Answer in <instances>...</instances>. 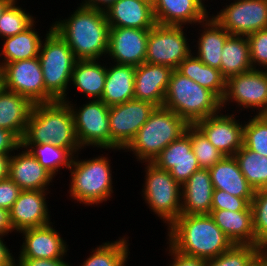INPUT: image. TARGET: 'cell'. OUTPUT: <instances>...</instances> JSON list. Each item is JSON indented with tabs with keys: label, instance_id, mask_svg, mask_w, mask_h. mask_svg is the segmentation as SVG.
Instances as JSON below:
<instances>
[{
	"label": "cell",
	"instance_id": "cell-1",
	"mask_svg": "<svg viewBox=\"0 0 267 266\" xmlns=\"http://www.w3.org/2000/svg\"><path fill=\"white\" fill-rule=\"evenodd\" d=\"M77 5L67 17L54 18L52 29L66 41L77 60L106 59L110 26L105 11Z\"/></svg>",
	"mask_w": 267,
	"mask_h": 266
},
{
	"label": "cell",
	"instance_id": "cell-2",
	"mask_svg": "<svg viewBox=\"0 0 267 266\" xmlns=\"http://www.w3.org/2000/svg\"><path fill=\"white\" fill-rule=\"evenodd\" d=\"M166 232L165 241L174 250L205 260L217 257L233 245L209 214L180 215Z\"/></svg>",
	"mask_w": 267,
	"mask_h": 266
},
{
	"label": "cell",
	"instance_id": "cell-3",
	"mask_svg": "<svg viewBox=\"0 0 267 266\" xmlns=\"http://www.w3.org/2000/svg\"><path fill=\"white\" fill-rule=\"evenodd\" d=\"M100 155H95L90 158L81 159L82 152L79 151L74 155L72 164L69 168V189L67 190L69 200L73 203H78L84 206L100 207L104 205L108 200L112 201L114 197L113 193L116 188L113 186L115 183L113 180L111 166V157L108 156V152L105 153L101 149ZM106 154V155H105ZM112 167V168H111ZM115 189V190H113ZM111 198V199H110Z\"/></svg>",
	"mask_w": 267,
	"mask_h": 266
},
{
	"label": "cell",
	"instance_id": "cell-4",
	"mask_svg": "<svg viewBox=\"0 0 267 266\" xmlns=\"http://www.w3.org/2000/svg\"><path fill=\"white\" fill-rule=\"evenodd\" d=\"M51 143L73 155L82 150L69 105L62 100L34 104L21 144Z\"/></svg>",
	"mask_w": 267,
	"mask_h": 266
},
{
	"label": "cell",
	"instance_id": "cell-5",
	"mask_svg": "<svg viewBox=\"0 0 267 266\" xmlns=\"http://www.w3.org/2000/svg\"><path fill=\"white\" fill-rule=\"evenodd\" d=\"M189 124L172 110L160 106L149 115L148 121L123 150L134 156L135 162H153L158 154L186 131Z\"/></svg>",
	"mask_w": 267,
	"mask_h": 266
},
{
	"label": "cell",
	"instance_id": "cell-6",
	"mask_svg": "<svg viewBox=\"0 0 267 266\" xmlns=\"http://www.w3.org/2000/svg\"><path fill=\"white\" fill-rule=\"evenodd\" d=\"M164 107L175 112L189 125L217 114L222 100L209 89L173 70L164 97Z\"/></svg>",
	"mask_w": 267,
	"mask_h": 266
},
{
	"label": "cell",
	"instance_id": "cell-7",
	"mask_svg": "<svg viewBox=\"0 0 267 266\" xmlns=\"http://www.w3.org/2000/svg\"><path fill=\"white\" fill-rule=\"evenodd\" d=\"M140 164L145 166L142 191L139 192L143 203H146L156 218L159 217L158 219L168 228L181 215L182 186L169 171L160 169L154 163Z\"/></svg>",
	"mask_w": 267,
	"mask_h": 266
},
{
	"label": "cell",
	"instance_id": "cell-8",
	"mask_svg": "<svg viewBox=\"0 0 267 266\" xmlns=\"http://www.w3.org/2000/svg\"><path fill=\"white\" fill-rule=\"evenodd\" d=\"M45 89L56 99L69 95L72 71L77 61L66 41L51 29L41 43L38 55Z\"/></svg>",
	"mask_w": 267,
	"mask_h": 266
},
{
	"label": "cell",
	"instance_id": "cell-9",
	"mask_svg": "<svg viewBox=\"0 0 267 266\" xmlns=\"http://www.w3.org/2000/svg\"><path fill=\"white\" fill-rule=\"evenodd\" d=\"M73 100L71 96H66L62 101L67 103L72 111L76 138L82 150L92 147V149H105L104 151L109 152L111 150L110 107L97 99H87L83 104L78 103V105L77 100Z\"/></svg>",
	"mask_w": 267,
	"mask_h": 266
},
{
	"label": "cell",
	"instance_id": "cell-10",
	"mask_svg": "<svg viewBox=\"0 0 267 266\" xmlns=\"http://www.w3.org/2000/svg\"><path fill=\"white\" fill-rule=\"evenodd\" d=\"M222 110L237 114L246 111L250 112L247 115H267V70L252 69L229 77L226 80Z\"/></svg>",
	"mask_w": 267,
	"mask_h": 266
},
{
	"label": "cell",
	"instance_id": "cell-11",
	"mask_svg": "<svg viewBox=\"0 0 267 266\" xmlns=\"http://www.w3.org/2000/svg\"><path fill=\"white\" fill-rule=\"evenodd\" d=\"M188 28L156 24L149 30L145 62L177 69L179 64L192 54L193 42L190 41L191 29Z\"/></svg>",
	"mask_w": 267,
	"mask_h": 266
},
{
	"label": "cell",
	"instance_id": "cell-12",
	"mask_svg": "<svg viewBox=\"0 0 267 266\" xmlns=\"http://www.w3.org/2000/svg\"><path fill=\"white\" fill-rule=\"evenodd\" d=\"M226 1L220 2V11L210 15L231 35L248 36L267 29V0Z\"/></svg>",
	"mask_w": 267,
	"mask_h": 266
},
{
	"label": "cell",
	"instance_id": "cell-13",
	"mask_svg": "<svg viewBox=\"0 0 267 266\" xmlns=\"http://www.w3.org/2000/svg\"><path fill=\"white\" fill-rule=\"evenodd\" d=\"M1 72L5 89L29 98L34 104L57 101L45 89L38 57L7 63Z\"/></svg>",
	"mask_w": 267,
	"mask_h": 266
},
{
	"label": "cell",
	"instance_id": "cell-14",
	"mask_svg": "<svg viewBox=\"0 0 267 266\" xmlns=\"http://www.w3.org/2000/svg\"><path fill=\"white\" fill-rule=\"evenodd\" d=\"M155 107L150 102L137 99L110 107L111 151L123 153L139 129L148 121Z\"/></svg>",
	"mask_w": 267,
	"mask_h": 266
},
{
	"label": "cell",
	"instance_id": "cell-15",
	"mask_svg": "<svg viewBox=\"0 0 267 266\" xmlns=\"http://www.w3.org/2000/svg\"><path fill=\"white\" fill-rule=\"evenodd\" d=\"M246 114L237 115V113L221 110L217 114L197 121L194 125L224 156H234L243 146L244 116ZM239 116L241 119L243 116V119H239Z\"/></svg>",
	"mask_w": 267,
	"mask_h": 266
},
{
	"label": "cell",
	"instance_id": "cell-16",
	"mask_svg": "<svg viewBox=\"0 0 267 266\" xmlns=\"http://www.w3.org/2000/svg\"><path fill=\"white\" fill-rule=\"evenodd\" d=\"M54 224L55 221L41 227L20 231L18 235L21 234L22 243L17 253L18 256L16 254L15 258L67 259L70 257L67 239L62 237L63 234L59 233L60 231Z\"/></svg>",
	"mask_w": 267,
	"mask_h": 266
},
{
	"label": "cell",
	"instance_id": "cell-17",
	"mask_svg": "<svg viewBox=\"0 0 267 266\" xmlns=\"http://www.w3.org/2000/svg\"><path fill=\"white\" fill-rule=\"evenodd\" d=\"M149 30L110 27L106 61L132 66L144 63Z\"/></svg>",
	"mask_w": 267,
	"mask_h": 266
},
{
	"label": "cell",
	"instance_id": "cell-18",
	"mask_svg": "<svg viewBox=\"0 0 267 266\" xmlns=\"http://www.w3.org/2000/svg\"><path fill=\"white\" fill-rule=\"evenodd\" d=\"M51 191L22 190L19 197L9 210V218L14 232L19 233L28 228L50 224L51 211L48 207ZM52 220V221H51Z\"/></svg>",
	"mask_w": 267,
	"mask_h": 266
},
{
	"label": "cell",
	"instance_id": "cell-19",
	"mask_svg": "<svg viewBox=\"0 0 267 266\" xmlns=\"http://www.w3.org/2000/svg\"><path fill=\"white\" fill-rule=\"evenodd\" d=\"M208 3L207 0H154L152 6L156 24L194 27L210 16L213 4Z\"/></svg>",
	"mask_w": 267,
	"mask_h": 266
},
{
	"label": "cell",
	"instance_id": "cell-20",
	"mask_svg": "<svg viewBox=\"0 0 267 266\" xmlns=\"http://www.w3.org/2000/svg\"><path fill=\"white\" fill-rule=\"evenodd\" d=\"M8 177L22 190L50 191L57 180L22 145L11 154Z\"/></svg>",
	"mask_w": 267,
	"mask_h": 266
},
{
	"label": "cell",
	"instance_id": "cell-21",
	"mask_svg": "<svg viewBox=\"0 0 267 266\" xmlns=\"http://www.w3.org/2000/svg\"><path fill=\"white\" fill-rule=\"evenodd\" d=\"M152 163L169 171L181 186L195 171L201 169L192 149L191 138L186 132L164 148Z\"/></svg>",
	"mask_w": 267,
	"mask_h": 266
},
{
	"label": "cell",
	"instance_id": "cell-22",
	"mask_svg": "<svg viewBox=\"0 0 267 266\" xmlns=\"http://www.w3.org/2000/svg\"><path fill=\"white\" fill-rule=\"evenodd\" d=\"M192 28L195 30V33H197L192 36H195L197 40L196 38L191 39L193 40V44L195 42L192 46L195 50L193 49L192 53L204 64L220 70L222 49L224 43L231 34L211 15L205 21L197 24L195 27H191V29Z\"/></svg>",
	"mask_w": 267,
	"mask_h": 266
},
{
	"label": "cell",
	"instance_id": "cell-23",
	"mask_svg": "<svg viewBox=\"0 0 267 266\" xmlns=\"http://www.w3.org/2000/svg\"><path fill=\"white\" fill-rule=\"evenodd\" d=\"M173 69L158 64L142 63L136 66L134 97L160 107L164 105V97Z\"/></svg>",
	"mask_w": 267,
	"mask_h": 266
},
{
	"label": "cell",
	"instance_id": "cell-24",
	"mask_svg": "<svg viewBox=\"0 0 267 266\" xmlns=\"http://www.w3.org/2000/svg\"><path fill=\"white\" fill-rule=\"evenodd\" d=\"M105 14L110 27L151 29L156 25L152 3L146 0H117Z\"/></svg>",
	"mask_w": 267,
	"mask_h": 266
},
{
	"label": "cell",
	"instance_id": "cell-25",
	"mask_svg": "<svg viewBox=\"0 0 267 266\" xmlns=\"http://www.w3.org/2000/svg\"><path fill=\"white\" fill-rule=\"evenodd\" d=\"M214 187L209 169H199L182 185L181 215L211 213Z\"/></svg>",
	"mask_w": 267,
	"mask_h": 266
},
{
	"label": "cell",
	"instance_id": "cell-26",
	"mask_svg": "<svg viewBox=\"0 0 267 266\" xmlns=\"http://www.w3.org/2000/svg\"><path fill=\"white\" fill-rule=\"evenodd\" d=\"M135 72L136 66L106 61V80L100 100L112 107L135 99Z\"/></svg>",
	"mask_w": 267,
	"mask_h": 266
},
{
	"label": "cell",
	"instance_id": "cell-27",
	"mask_svg": "<svg viewBox=\"0 0 267 266\" xmlns=\"http://www.w3.org/2000/svg\"><path fill=\"white\" fill-rule=\"evenodd\" d=\"M34 103L23 95L0 89V128L9 130L22 140Z\"/></svg>",
	"mask_w": 267,
	"mask_h": 266
},
{
	"label": "cell",
	"instance_id": "cell-28",
	"mask_svg": "<svg viewBox=\"0 0 267 266\" xmlns=\"http://www.w3.org/2000/svg\"><path fill=\"white\" fill-rule=\"evenodd\" d=\"M38 22L39 20L35 21L29 28L19 34L2 39L0 68L7 63L38 57L43 36L52 29V23H50L46 33L41 35L36 28L39 26L36 24Z\"/></svg>",
	"mask_w": 267,
	"mask_h": 266
},
{
	"label": "cell",
	"instance_id": "cell-29",
	"mask_svg": "<svg viewBox=\"0 0 267 266\" xmlns=\"http://www.w3.org/2000/svg\"><path fill=\"white\" fill-rule=\"evenodd\" d=\"M215 224L234 245H256L251 205L244 211L211 210Z\"/></svg>",
	"mask_w": 267,
	"mask_h": 266
},
{
	"label": "cell",
	"instance_id": "cell-30",
	"mask_svg": "<svg viewBox=\"0 0 267 266\" xmlns=\"http://www.w3.org/2000/svg\"><path fill=\"white\" fill-rule=\"evenodd\" d=\"M209 172L214 190H224L240 198H254L255 190L240 171L234 156H224Z\"/></svg>",
	"mask_w": 267,
	"mask_h": 266
},
{
	"label": "cell",
	"instance_id": "cell-31",
	"mask_svg": "<svg viewBox=\"0 0 267 266\" xmlns=\"http://www.w3.org/2000/svg\"><path fill=\"white\" fill-rule=\"evenodd\" d=\"M105 80L106 59L77 60L72 71L69 90L75 88L80 95L86 97L85 99L100 100L103 95Z\"/></svg>",
	"mask_w": 267,
	"mask_h": 266
},
{
	"label": "cell",
	"instance_id": "cell-32",
	"mask_svg": "<svg viewBox=\"0 0 267 266\" xmlns=\"http://www.w3.org/2000/svg\"><path fill=\"white\" fill-rule=\"evenodd\" d=\"M252 69L248 37L230 35L222 49L220 68L222 76L227 80L233 75L248 72Z\"/></svg>",
	"mask_w": 267,
	"mask_h": 266
},
{
	"label": "cell",
	"instance_id": "cell-33",
	"mask_svg": "<svg viewBox=\"0 0 267 266\" xmlns=\"http://www.w3.org/2000/svg\"><path fill=\"white\" fill-rule=\"evenodd\" d=\"M123 233L116 240H106L92 248L79 266H126L130 257L129 236ZM129 256V257H128ZM71 266H74L71 263ZM78 266V265H75Z\"/></svg>",
	"mask_w": 267,
	"mask_h": 266
},
{
	"label": "cell",
	"instance_id": "cell-34",
	"mask_svg": "<svg viewBox=\"0 0 267 266\" xmlns=\"http://www.w3.org/2000/svg\"><path fill=\"white\" fill-rule=\"evenodd\" d=\"M186 76L215 93L221 100L226 91V79L219 69L204 64L193 53L185 58L176 69Z\"/></svg>",
	"mask_w": 267,
	"mask_h": 266
},
{
	"label": "cell",
	"instance_id": "cell-35",
	"mask_svg": "<svg viewBox=\"0 0 267 266\" xmlns=\"http://www.w3.org/2000/svg\"><path fill=\"white\" fill-rule=\"evenodd\" d=\"M21 145L55 178L58 174L62 175L61 170H69L74 158L68 149L57 147L51 143Z\"/></svg>",
	"mask_w": 267,
	"mask_h": 266
},
{
	"label": "cell",
	"instance_id": "cell-36",
	"mask_svg": "<svg viewBox=\"0 0 267 266\" xmlns=\"http://www.w3.org/2000/svg\"><path fill=\"white\" fill-rule=\"evenodd\" d=\"M240 171L255 190L267 188V157L244 145L234 154Z\"/></svg>",
	"mask_w": 267,
	"mask_h": 266
},
{
	"label": "cell",
	"instance_id": "cell-37",
	"mask_svg": "<svg viewBox=\"0 0 267 266\" xmlns=\"http://www.w3.org/2000/svg\"><path fill=\"white\" fill-rule=\"evenodd\" d=\"M19 1L14 0L0 17V39L19 34L36 21L37 17L26 10V6L23 8Z\"/></svg>",
	"mask_w": 267,
	"mask_h": 266
},
{
	"label": "cell",
	"instance_id": "cell-38",
	"mask_svg": "<svg viewBox=\"0 0 267 266\" xmlns=\"http://www.w3.org/2000/svg\"><path fill=\"white\" fill-rule=\"evenodd\" d=\"M244 120L243 145L267 157V115H248ZM247 120V121H246Z\"/></svg>",
	"mask_w": 267,
	"mask_h": 266
},
{
	"label": "cell",
	"instance_id": "cell-39",
	"mask_svg": "<svg viewBox=\"0 0 267 266\" xmlns=\"http://www.w3.org/2000/svg\"><path fill=\"white\" fill-rule=\"evenodd\" d=\"M185 132L191 138L192 149L200 168L209 169L224 157L195 125H189Z\"/></svg>",
	"mask_w": 267,
	"mask_h": 266
},
{
	"label": "cell",
	"instance_id": "cell-40",
	"mask_svg": "<svg viewBox=\"0 0 267 266\" xmlns=\"http://www.w3.org/2000/svg\"><path fill=\"white\" fill-rule=\"evenodd\" d=\"M261 251L257 245H232L217 257L207 259L206 266H248Z\"/></svg>",
	"mask_w": 267,
	"mask_h": 266
},
{
	"label": "cell",
	"instance_id": "cell-41",
	"mask_svg": "<svg viewBox=\"0 0 267 266\" xmlns=\"http://www.w3.org/2000/svg\"><path fill=\"white\" fill-rule=\"evenodd\" d=\"M251 207L256 245L261 247L267 242V188L255 191Z\"/></svg>",
	"mask_w": 267,
	"mask_h": 266
},
{
	"label": "cell",
	"instance_id": "cell-42",
	"mask_svg": "<svg viewBox=\"0 0 267 266\" xmlns=\"http://www.w3.org/2000/svg\"><path fill=\"white\" fill-rule=\"evenodd\" d=\"M247 37L253 69L267 70V29L255 31Z\"/></svg>",
	"mask_w": 267,
	"mask_h": 266
},
{
	"label": "cell",
	"instance_id": "cell-43",
	"mask_svg": "<svg viewBox=\"0 0 267 266\" xmlns=\"http://www.w3.org/2000/svg\"><path fill=\"white\" fill-rule=\"evenodd\" d=\"M252 200L253 198L233 196L224 190H214L211 210L244 211L251 205Z\"/></svg>",
	"mask_w": 267,
	"mask_h": 266
},
{
	"label": "cell",
	"instance_id": "cell-44",
	"mask_svg": "<svg viewBox=\"0 0 267 266\" xmlns=\"http://www.w3.org/2000/svg\"><path fill=\"white\" fill-rule=\"evenodd\" d=\"M22 189L9 177L0 181V208L10 210Z\"/></svg>",
	"mask_w": 267,
	"mask_h": 266
},
{
	"label": "cell",
	"instance_id": "cell-45",
	"mask_svg": "<svg viewBox=\"0 0 267 266\" xmlns=\"http://www.w3.org/2000/svg\"><path fill=\"white\" fill-rule=\"evenodd\" d=\"M166 246L165 253L167 252V256L171 259L166 266H206L205 259L183 255L174 250L167 242Z\"/></svg>",
	"mask_w": 267,
	"mask_h": 266
},
{
	"label": "cell",
	"instance_id": "cell-46",
	"mask_svg": "<svg viewBox=\"0 0 267 266\" xmlns=\"http://www.w3.org/2000/svg\"><path fill=\"white\" fill-rule=\"evenodd\" d=\"M21 145V140L9 130L0 128V155L12 154Z\"/></svg>",
	"mask_w": 267,
	"mask_h": 266
},
{
	"label": "cell",
	"instance_id": "cell-47",
	"mask_svg": "<svg viewBox=\"0 0 267 266\" xmlns=\"http://www.w3.org/2000/svg\"><path fill=\"white\" fill-rule=\"evenodd\" d=\"M15 266H71L69 259L15 258Z\"/></svg>",
	"mask_w": 267,
	"mask_h": 266
},
{
	"label": "cell",
	"instance_id": "cell-48",
	"mask_svg": "<svg viewBox=\"0 0 267 266\" xmlns=\"http://www.w3.org/2000/svg\"><path fill=\"white\" fill-rule=\"evenodd\" d=\"M5 237L0 235V266H15L16 253L7 246Z\"/></svg>",
	"mask_w": 267,
	"mask_h": 266
},
{
	"label": "cell",
	"instance_id": "cell-49",
	"mask_svg": "<svg viewBox=\"0 0 267 266\" xmlns=\"http://www.w3.org/2000/svg\"><path fill=\"white\" fill-rule=\"evenodd\" d=\"M12 232L15 233L10 223L9 211L0 208V235L9 237Z\"/></svg>",
	"mask_w": 267,
	"mask_h": 266
},
{
	"label": "cell",
	"instance_id": "cell-50",
	"mask_svg": "<svg viewBox=\"0 0 267 266\" xmlns=\"http://www.w3.org/2000/svg\"><path fill=\"white\" fill-rule=\"evenodd\" d=\"M117 0H81L79 4L92 7L94 9L105 11L108 7H110Z\"/></svg>",
	"mask_w": 267,
	"mask_h": 266
},
{
	"label": "cell",
	"instance_id": "cell-51",
	"mask_svg": "<svg viewBox=\"0 0 267 266\" xmlns=\"http://www.w3.org/2000/svg\"><path fill=\"white\" fill-rule=\"evenodd\" d=\"M11 154L0 155V181L8 178Z\"/></svg>",
	"mask_w": 267,
	"mask_h": 266
},
{
	"label": "cell",
	"instance_id": "cell-52",
	"mask_svg": "<svg viewBox=\"0 0 267 266\" xmlns=\"http://www.w3.org/2000/svg\"><path fill=\"white\" fill-rule=\"evenodd\" d=\"M248 266H267V257L260 251Z\"/></svg>",
	"mask_w": 267,
	"mask_h": 266
},
{
	"label": "cell",
	"instance_id": "cell-53",
	"mask_svg": "<svg viewBox=\"0 0 267 266\" xmlns=\"http://www.w3.org/2000/svg\"><path fill=\"white\" fill-rule=\"evenodd\" d=\"M14 0H0V17L2 16L4 10L13 2Z\"/></svg>",
	"mask_w": 267,
	"mask_h": 266
},
{
	"label": "cell",
	"instance_id": "cell-54",
	"mask_svg": "<svg viewBox=\"0 0 267 266\" xmlns=\"http://www.w3.org/2000/svg\"><path fill=\"white\" fill-rule=\"evenodd\" d=\"M261 252L267 257V242L261 246Z\"/></svg>",
	"mask_w": 267,
	"mask_h": 266
},
{
	"label": "cell",
	"instance_id": "cell-55",
	"mask_svg": "<svg viewBox=\"0 0 267 266\" xmlns=\"http://www.w3.org/2000/svg\"><path fill=\"white\" fill-rule=\"evenodd\" d=\"M3 87V82H2V72L0 68V89Z\"/></svg>",
	"mask_w": 267,
	"mask_h": 266
}]
</instances>
